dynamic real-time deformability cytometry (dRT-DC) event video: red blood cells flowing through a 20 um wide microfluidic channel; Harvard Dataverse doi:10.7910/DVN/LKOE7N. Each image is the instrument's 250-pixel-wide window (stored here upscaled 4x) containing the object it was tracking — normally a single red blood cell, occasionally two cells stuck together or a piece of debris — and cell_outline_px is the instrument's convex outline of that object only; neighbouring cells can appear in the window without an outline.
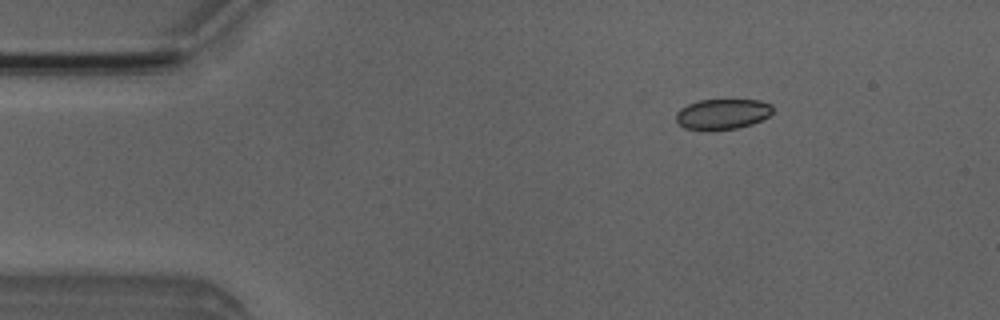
{"species": "Egyptian fruit bat (a non-hibernating species)", "species_latin": "Rousettus aegyptiacus", "temperature_condition": "room temperature", "stored_images_in_passage": 4, "camera_frame_rate_fps": 3000, "um_per_image_px": 0.085, "animal": {"sex": "male"}, "frame": {"image": 1, "passage_image": 2, "time_ms": 1.0, "image_size_px": [1000, 320], "cell_outline_px": [[772, 112], [768, 116], [752, 124], [736, 128], [684, 128], [676, 120], [676, 112], [680, 108], [688, 104], [700, 100], [760, 100], [772, 104]], "centroid_in_image_um": [61.42, 9.66], "position_along_channel_um": 23.6, "area_um2": 16.65}}
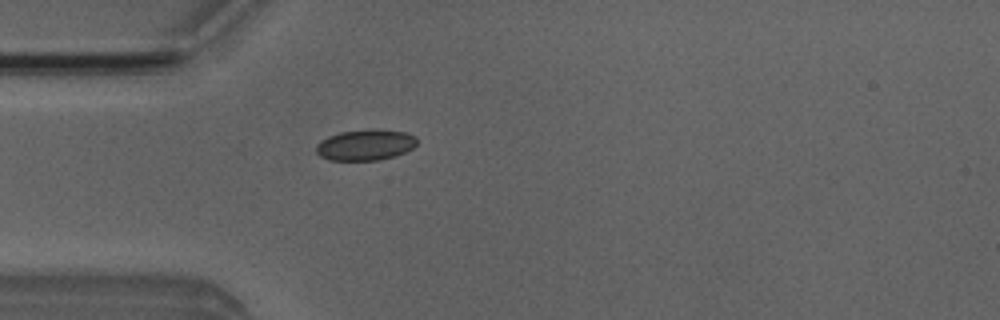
{"frame": {"image": 2, "passage_image": 4, "time_ms": 3.333, "image_size_px": [1000, 320], "cell_outline_px": [[416, 144], [412, 148], [396, 156], [380, 160], [328, 160], [320, 156], [316, 152], [316, 144], [320, 140], [328, 136], [340, 132], [368, 128], [376, 128], [404, 132], [416, 136]], "centroid_in_image_um": [31.04, 12.3], "position_along_channel_um": 54.0, "area_um2": 18.44}}